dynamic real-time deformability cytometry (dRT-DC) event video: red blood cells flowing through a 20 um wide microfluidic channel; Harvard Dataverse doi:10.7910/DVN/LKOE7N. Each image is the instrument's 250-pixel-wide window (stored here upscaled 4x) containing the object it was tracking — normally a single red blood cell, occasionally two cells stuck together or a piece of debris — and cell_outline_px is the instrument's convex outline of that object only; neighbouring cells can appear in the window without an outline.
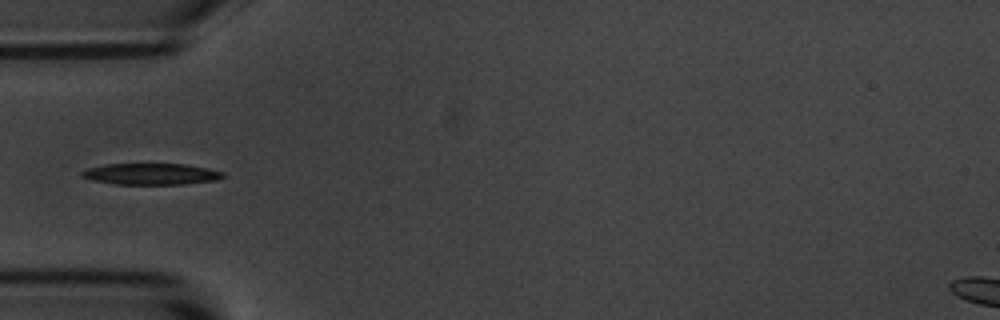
{"species": "common noctule bat (a hibernating species)", "species_latin": "Nyctalus noctula", "temperature_condition": "room temperature", "stored_images_in_passage": 7, "camera_frame_rate_fps": 3000, "um_per_image_px": 0.085, "animal": {"sex": "male", "body_mass_g": 20.1, "forearm_length_mm": 53.5}, "frame": {"image": 1, "passage_image": 7, "time_ms": 6.667, "image_size_px": [1000, 320], "cell_outline_px": [[224, 176], [220, 180], [184, 184], [116, 184], [92, 180], [80, 176], [80, 172], [88, 168], [104, 164], [184, 164], [208, 168], [224, 172]], "centroid_in_image_um": [12.86, 14.79], "position_along_channel_um": 72.1, "area_um2": 17.63}}